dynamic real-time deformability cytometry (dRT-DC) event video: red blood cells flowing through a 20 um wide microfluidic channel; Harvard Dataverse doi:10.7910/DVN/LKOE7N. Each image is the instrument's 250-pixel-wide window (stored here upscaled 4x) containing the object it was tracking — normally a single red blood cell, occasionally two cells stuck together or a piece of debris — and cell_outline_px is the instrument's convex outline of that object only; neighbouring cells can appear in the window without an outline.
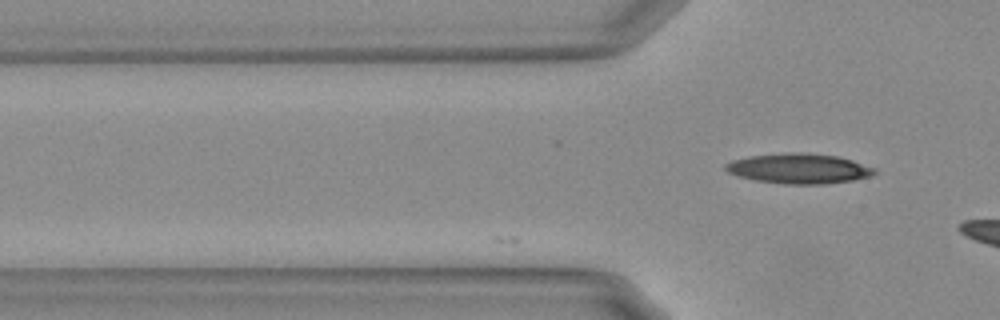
{"species": "Egyptian fruit bat (a non-hibernating species)", "species_latin": "Rousettus aegyptiacus", "temperature_condition": "warm", "stored_images_in_passage": 8, "camera_frame_rate_fps": 3000, "um_per_image_px": 0.085, "animal": {"sex": "female"}, "frame": {"image": 1, "passage_image": 8, "time_ms": 2.333, "image_size_px": [1000, 320], "cell_outline_px": [[876, 172], [868, 176], [852, 180], [824, 184], [788, 184], [756, 180], [740, 176], [728, 172], [724, 168], [724, 164], [732, 160], [748, 156], [792, 152], [800, 152], [836, 156], [852, 160], [876, 168]], "centroid_in_image_um": [67.89, 14.32], "position_along_channel_um": 57.9, "area_um2": 25.84}}